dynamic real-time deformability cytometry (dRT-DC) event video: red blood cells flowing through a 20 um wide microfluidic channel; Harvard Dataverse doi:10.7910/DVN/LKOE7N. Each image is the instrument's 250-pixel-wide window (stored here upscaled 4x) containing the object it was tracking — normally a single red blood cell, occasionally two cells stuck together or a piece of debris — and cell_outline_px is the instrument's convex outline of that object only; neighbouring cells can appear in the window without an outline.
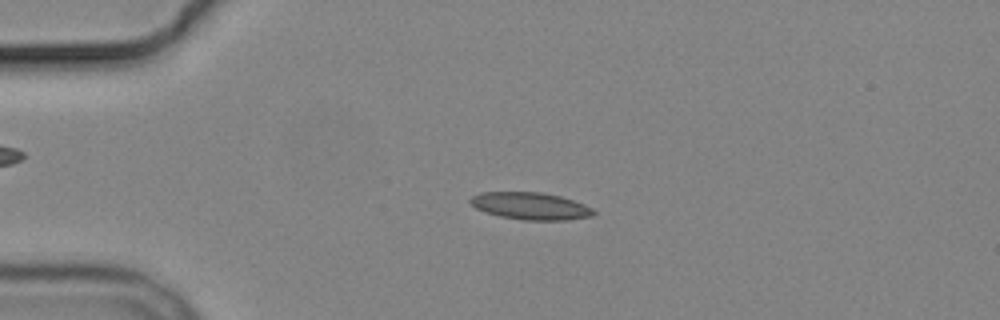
{"species": "common noctule bat (a hibernating species)", "species_latin": "Nyctalus noctula", "temperature_condition": "cold", "stored_images_in_passage": 3, "camera_frame_rate_fps": 3000, "um_per_image_px": 0.085, "animal": {"sex": "male", "body_mass_g": 19.2, "forearm_length_mm": 51.8}, "frame": {"image": 1, "passage_image": 1, "time_ms": 0.0, "image_size_px": [1000, 320], "cell_outline_px": [[596, 212], [592, 216], [564, 220], [524, 220], [500, 216], [484, 212], [476, 208], [468, 200], [472, 196], [480, 192], [544, 192], [560, 196], [584, 204], [592, 208]], "centroid_in_image_um": [45.08, 17.5], "position_along_channel_um": 39.9, "area_um2": 19.54}}
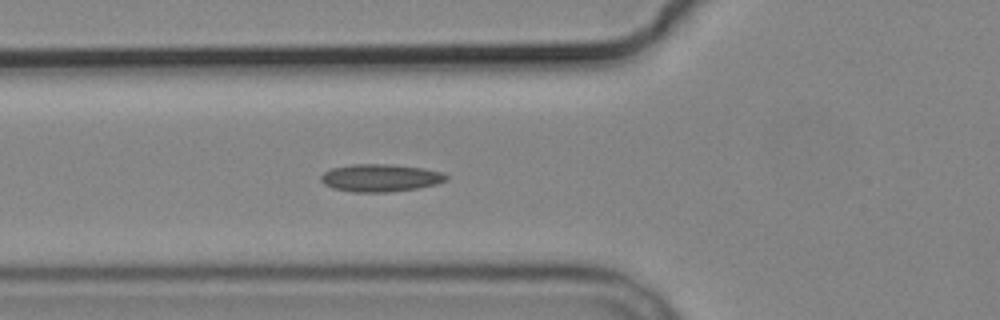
{"frame": {"image": 2, "passage_image": 3, "time_ms": 2.333, "image_size_px": [1000, 320], "cell_outline_px": [[448, 180], [436, 184], [420, 188], [388, 192], [352, 192], [332, 188], [324, 184], [320, 180], [320, 176], [324, 172], [332, 168], [352, 164], [392, 164], [424, 168], [440, 172], [448, 176]], "centroid_in_image_um": [32.33, 15.12], "position_along_channel_um": 93.5, "area_um2": 20.29}}